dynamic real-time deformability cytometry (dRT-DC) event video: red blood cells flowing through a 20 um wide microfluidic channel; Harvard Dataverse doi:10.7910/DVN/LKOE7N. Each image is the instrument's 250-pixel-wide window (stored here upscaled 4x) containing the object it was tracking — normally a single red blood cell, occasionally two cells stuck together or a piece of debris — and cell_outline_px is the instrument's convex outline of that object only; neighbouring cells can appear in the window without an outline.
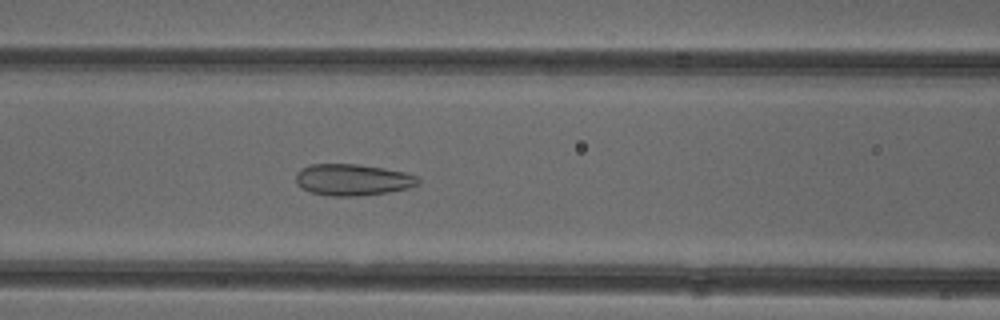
{"species": "common noctule bat (a hibernating species)", "species_latin": "Nyctalus noctula", "temperature_condition": "cold", "stored_images_in_passage": 39, "camera_frame_rate_fps": 3000, "um_per_image_px": 0.085, "animal": {"sex": "female"}, "frame": {"image": 1, "passage_image": 8, "time_ms": 2.333, "image_size_px": [1000, 320], "cell_outline_px": [[420, 184], [408, 188], [388, 192], [360, 196], [328, 196], [312, 192], [296, 184], [296, 172], [300, 168], [312, 164], [356, 164], [384, 168], [404, 172], [420, 176]], "centroid_in_image_um": [30.0, 15.28], "position_along_channel_um": 136.6, "area_um2": 22.6}}
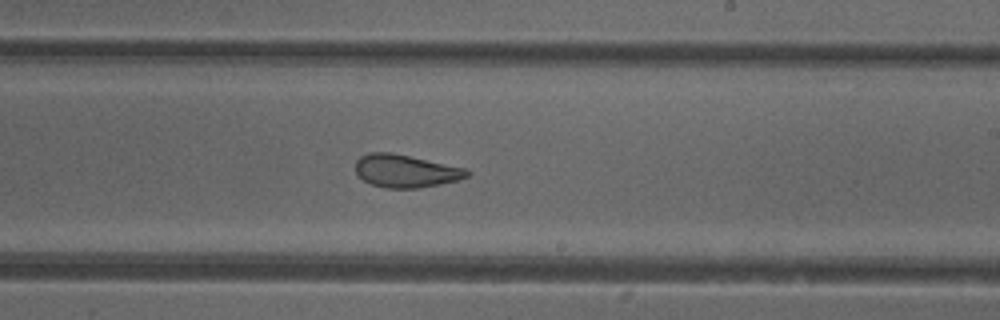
{"frame": {"image": 2, "passage_image": 17, "time_ms": 5.333, "image_size_px": [1000, 320], "cell_outline_px": [[472, 172], [468, 176], [456, 180], [440, 184], [420, 188], [388, 188], [372, 184], [364, 180], [356, 172], [356, 160], [360, 156], [368, 152], [392, 152], [464, 168]], "centroid_in_image_um": [34.46, 14.52], "position_along_channel_um": 254.5, "area_um2": 21.15}}
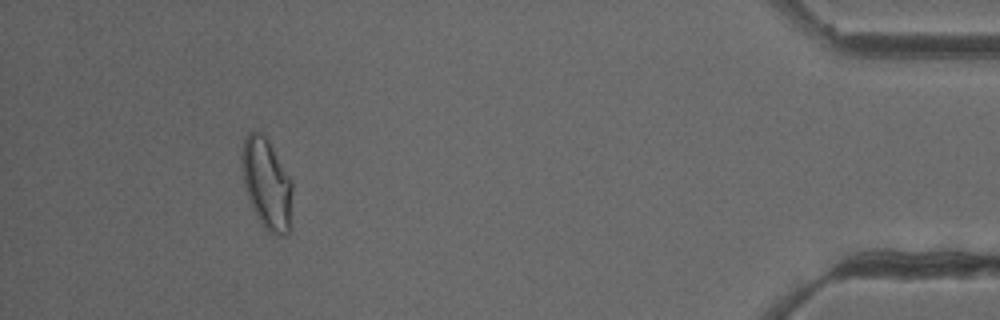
{"frame": {"image": 3, "passage_image": 34, "time_ms": 11.0, "image_size_px": [1000, 320], "cell_outline_px": [[292, 228], [288, 236], [280, 236], [264, 228], [260, 224], [252, 208], [244, 188], [240, 160], [240, 148], [244, 136], [248, 132], [260, 132], [268, 140], [292, 180]], "centroid_in_image_um": [22.67, 15.65], "position_along_channel_um": 412.5, "area_um2": 27.63}, "authors_computed_cell_mechanics": {"area_um2": 22.7732, "velocity_mm_per_s": 3.936, "shape_relaxation_time_tau1_ms": null, "shape_relaxation_time_tau2_ms": 1.2326, "deformation_change_tau1": null, "deformation_change_tau2": 0.0841}}